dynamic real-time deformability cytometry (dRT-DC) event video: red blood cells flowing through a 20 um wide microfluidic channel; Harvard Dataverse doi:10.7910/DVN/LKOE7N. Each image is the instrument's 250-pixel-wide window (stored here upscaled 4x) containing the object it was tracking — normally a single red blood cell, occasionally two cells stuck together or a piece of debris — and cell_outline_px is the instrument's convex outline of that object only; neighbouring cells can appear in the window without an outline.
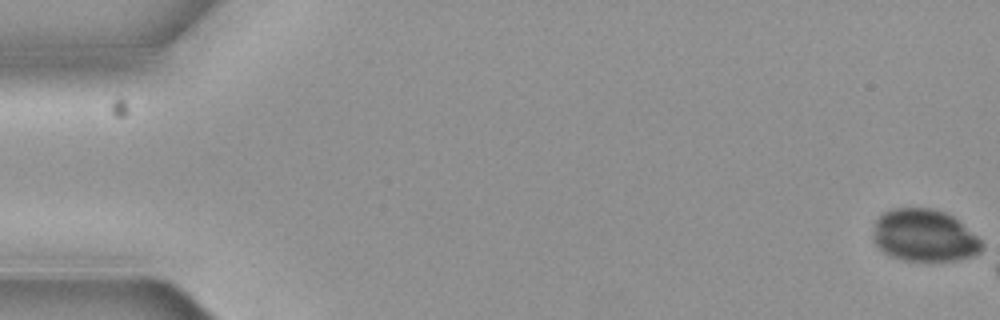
{"species": "common noctule bat (a hibernating species)", "species_latin": "Nyctalus noctula", "temperature_condition": "cold", "stored_images_in_passage": 4, "camera_frame_rate_fps": 3000, "um_per_image_px": 0.085, "animal": {"sex": "female", "body_mass_g": 19.3, "forearm_length_mm": 54.1}, "frame": {"image": 1, "passage_image": 1, "time_ms": 0.0, "image_size_px": [1000, 320], "cell_outline_px": [[980, 252], [972, 256], [960, 260], [904, 260], [892, 256], [884, 252], [872, 240], [872, 232], [876, 220], [884, 212], [892, 208], [932, 208], [944, 212], [952, 216], [976, 236], [980, 240]], "centroid_in_image_um": [78.52, 20.01], "position_along_channel_um": 6.5, "area_um2": 32.71}}